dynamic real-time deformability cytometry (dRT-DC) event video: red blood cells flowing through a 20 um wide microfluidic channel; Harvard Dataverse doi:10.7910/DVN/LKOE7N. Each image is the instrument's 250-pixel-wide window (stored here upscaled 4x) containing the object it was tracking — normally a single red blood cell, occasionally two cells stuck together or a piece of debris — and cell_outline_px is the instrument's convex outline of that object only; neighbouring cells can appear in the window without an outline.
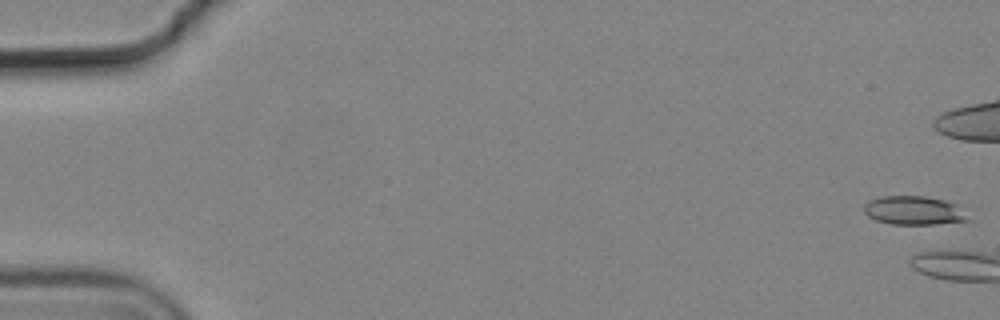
{"species": "common noctule bat (a hibernating species)", "species_latin": "Nyctalus noctula", "temperature_condition": "cold", "stored_images_in_passage": 12, "camera_frame_rate_fps": 3000, "um_per_image_px": 0.085, "animal": {"sex": "male", "body_mass_g": 19.2, "forearm_length_mm": 51.8}, "frame": {"image": 1, "passage_image": 1, "time_ms": 0.0, "image_size_px": [1000, 320], "cell_outline_px": [[968, 220], [936, 224], [892, 224], [876, 220], [868, 216], [864, 212], [864, 204], [868, 200], [880, 196], [924, 196], [944, 200], [956, 204]], "centroid_in_image_um": [77.59, 17.88], "position_along_channel_um": 7.4, "area_um2": 17.17}}